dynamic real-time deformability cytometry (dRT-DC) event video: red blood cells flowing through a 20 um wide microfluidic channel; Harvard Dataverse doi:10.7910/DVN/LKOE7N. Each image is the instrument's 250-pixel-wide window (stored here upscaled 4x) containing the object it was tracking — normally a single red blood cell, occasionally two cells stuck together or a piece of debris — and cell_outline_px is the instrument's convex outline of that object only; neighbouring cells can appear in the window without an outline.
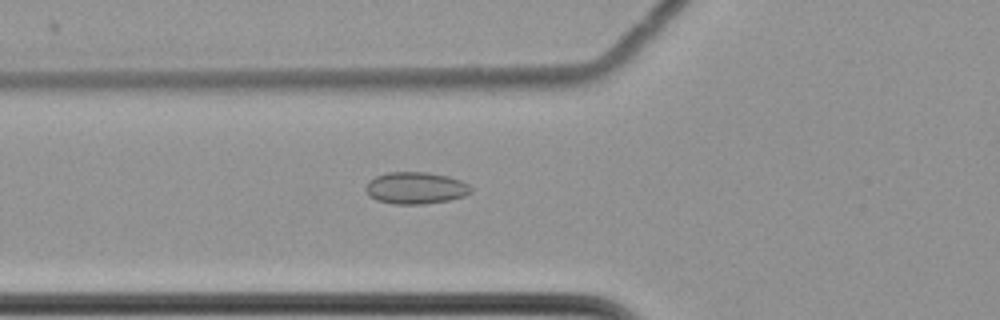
{"species": "common noctule bat (a hibernating species)", "species_latin": "Nyctalus noctula", "temperature_condition": "cold", "stored_images_in_passage": 61, "camera_frame_rate_fps": 3000, "um_per_image_px": 0.085, "animal": {"sex": "female", "body_mass_g": 22.7, "forearm_length_mm": 54.2}, "frame": {"image": 1, "passage_image": 24, "time_ms": 7.667, "image_size_px": [1000, 320], "cell_outline_px": [[472, 192], [464, 196], [448, 200], [424, 204], [392, 204], [376, 200], [368, 196], [364, 188], [368, 180], [376, 176], [388, 172], [428, 172], [448, 176], [460, 180], [468, 184], [472, 188]], "centroid_in_image_um": [35.3, 15.98], "position_along_channel_um": 90.5, "area_um2": 19.77}}
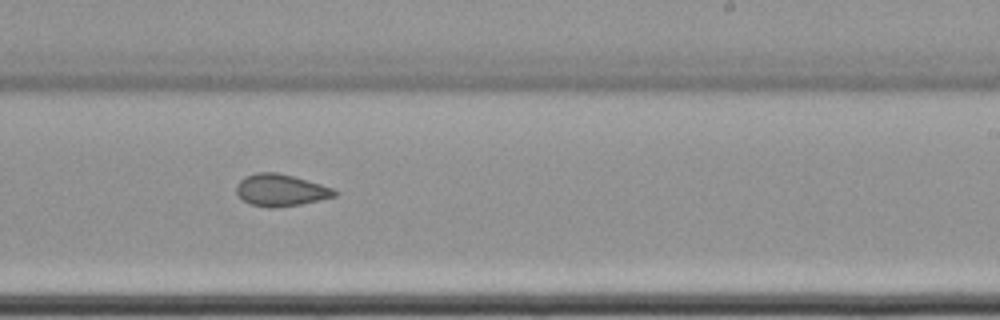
{"frame": {"image": 2, "passage_image": 39, "time_ms": 12.667, "image_size_px": [1000, 320], "cell_outline_px": [[340, 192], [336, 196], [320, 200], [300, 204], [272, 208], [268, 208], [248, 204], [236, 192], [236, 184], [244, 176], [256, 172], [276, 172], [292, 176], [336, 188]], "centroid_in_image_um": [23.88, 16.16], "position_along_channel_um": 265.1, "area_um2": 18.5}}
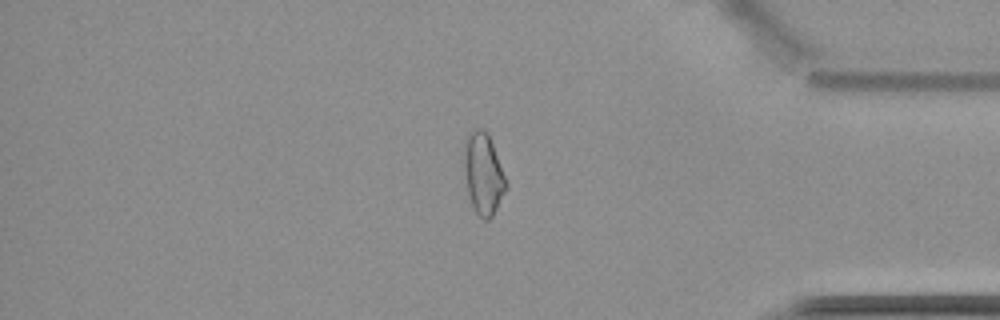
{"frame": {"image": 3, "passage_image": 52, "time_ms": 17.0, "image_size_px": [1000, 320], "cell_outline_px": [[508, 188], [492, 216], [488, 220], [484, 220], [476, 212], [468, 196], [464, 168], [464, 144], [468, 132], [472, 128], [484, 128], [488, 132], [508, 184]], "centroid_in_image_um": [41.08, 14.73], "position_along_channel_um": 394.1, "area_um2": 20.11}, "authors_computed_cell_mechanics": {"area_um2": 20.519, "velocity_mm_per_s": 3.4946, "shape_relaxation_time_tau1_ms": null, "shape_relaxation_time_tau2_ms": 5.8234, "deformation_change_tau1": null, "deformation_change_tau2": 0.1154}}